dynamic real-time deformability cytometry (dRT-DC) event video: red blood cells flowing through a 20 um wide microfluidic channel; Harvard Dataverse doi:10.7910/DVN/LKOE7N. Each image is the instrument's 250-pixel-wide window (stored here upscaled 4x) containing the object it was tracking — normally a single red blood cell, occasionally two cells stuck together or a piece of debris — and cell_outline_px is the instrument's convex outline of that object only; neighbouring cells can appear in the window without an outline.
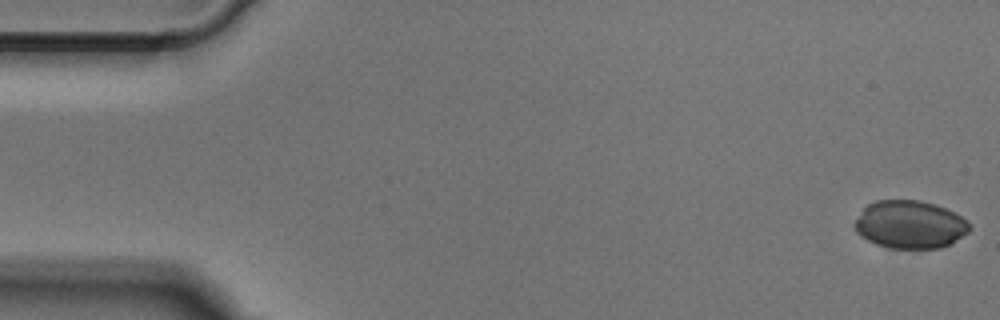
{"species": "Egyptian fruit bat (a non-hibernating species)", "species_latin": "Rousettus aegyptiacus", "temperature_condition": "cold", "stored_images_in_passage": 48, "camera_frame_rate_fps": 3000, "um_per_image_px": 0.085, "animal": {"sex": "male"}, "frame": {"image": 1, "passage_image": 1, "time_ms": 0.0, "image_size_px": [1000, 320], "cell_outline_px": [[972, 228], [968, 232], [948, 244], [940, 248], [888, 248], [876, 244], [860, 236], [856, 232], [852, 224], [864, 208], [868, 204], [876, 200], [920, 200], [936, 204], [968, 220]], "centroid_in_image_um": [77.32, 19.08], "position_along_channel_um": 7.7, "area_um2": 32.08}}
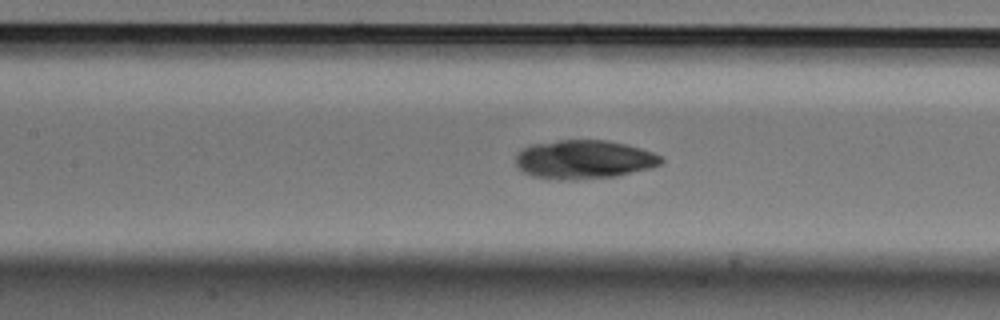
{"frame": {"image": 2, "passage_image": 22, "time_ms": 7.0, "image_size_px": [1000, 320], "cell_outline_px": [[664, 160], [660, 164], [648, 168], [616, 176], [576, 180], [560, 180], [532, 176], [524, 172], [516, 164], [516, 152], [532, 144], [560, 140], [608, 140], [628, 144], [652, 152], [660, 156]], "centroid_in_image_um": [49.62, 13.55], "position_along_channel_um": 157.8, "area_um2": 32.83}}
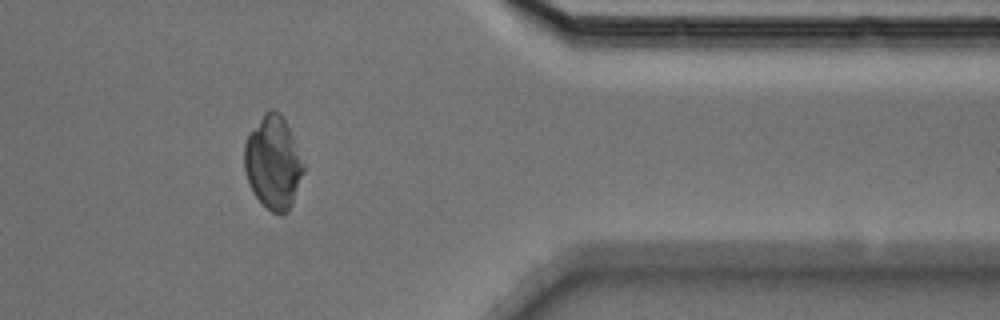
{"frame": {"image": 3, "passage_image": 41, "time_ms": 13.333, "image_size_px": [1000, 320], "cell_outline_px": [[304, 172], [292, 204], [288, 212], [280, 216], [272, 212], [256, 196], [248, 180], [244, 168], [244, 144], [248, 136], [264, 112], [268, 108], [272, 108], [280, 112], [292, 136], [304, 164]], "centroid_in_image_um": [23.22, 13.82], "position_along_channel_um": 388.2, "area_um2": 31.73}}